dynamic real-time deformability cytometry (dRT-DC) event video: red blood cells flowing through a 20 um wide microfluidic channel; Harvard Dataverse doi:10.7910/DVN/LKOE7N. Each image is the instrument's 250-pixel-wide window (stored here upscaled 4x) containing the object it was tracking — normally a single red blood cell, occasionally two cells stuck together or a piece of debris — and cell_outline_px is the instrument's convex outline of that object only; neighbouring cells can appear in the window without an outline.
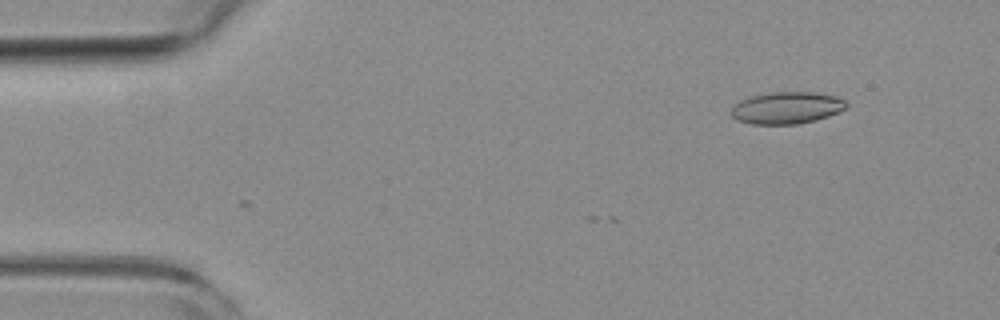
{"species": "common noctule bat (a hibernating species)", "species_latin": "Nyctalus noctula", "temperature_condition": "room temperature", "stored_images_in_passage": 43, "camera_frame_rate_fps": 3000, "um_per_image_px": 0.085, "animal": {"sex": "female", "body_mass_g": 19.3, "forearm_length_mm": 54.1}, "frame": {"image": 1, "passage_image": 2, "time_ms": 0.333, "image_size_px": [1000, 320], "cell_outline_px": [[848, 108], [840, 112], [816, 120], [800, 124], [752, 124], [736, 120], [732, 116], [732, 108], [740, 100], [752, 96], [772, 92], [812, 92], [836, 96], [844, 100], [848, 104]], "centroid_in_image_um": [66.91, 9.17], "position_along_channel_um": 18.1, "area_um2": 21.5}}
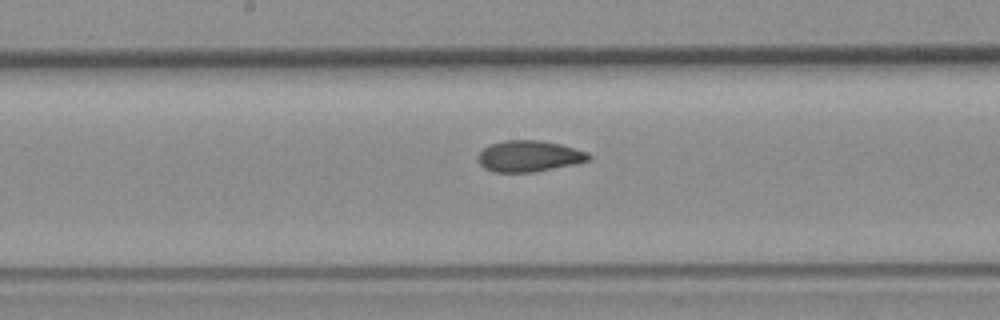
{"frame": {"image": 2, "passage_image": 24, "time_ms": 7.667, "image_size_px": [1000, 320], "cell_outline_px": [[592, 160], [576, 164], [536, 172], [492, 172], [484, 168], [480, 164], [480, 152], [484, 148], [492, 144], [504, 140], [540, 140], [560, 144], [588, 152], [592, 156]], "centroid_in_image_um": [45.03, 13.28], "position_along_channel_um": 203.2, "area_um2": 20.17}}
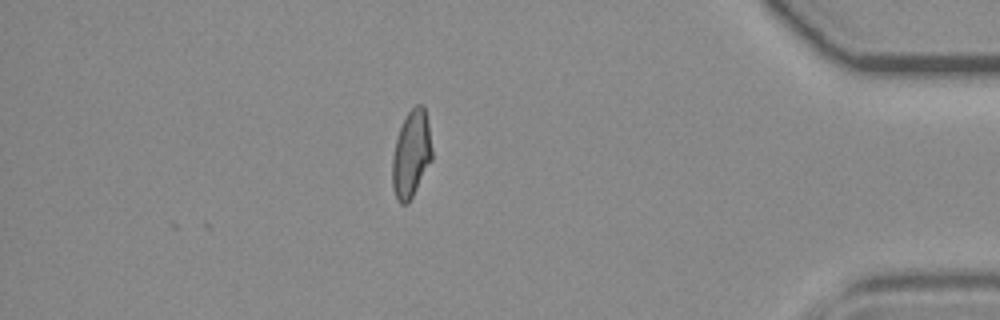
{"frame": {"image": 3, "passage_image": 43, "time_ms": 14.0, "image_size_px": [1000, 320], "cell_outline_px": [[432, 160], [408, 204], [400, 204], [392, 188], [392, 156], [396, 140], [400, 128], [408, 112], [416, 104], [420, 104], [424, 108], [428, 120], [432, 148]], "centroid_in_image_um": [34.96, 13.11], "position_along_channel_um": 400.2, "area_um2": 20.11}, "authors_computed_cell_mechanics": {"area_um2": 20.4612, "velocity_mm_per_s": 3.7999, "shape_relaxation_time_tau1_ms": null, "shape_relaxation_time_tau2_ms": 2.2606, "deformation_change_tau1": null, "deformation_change_tau2": 0.0736}}